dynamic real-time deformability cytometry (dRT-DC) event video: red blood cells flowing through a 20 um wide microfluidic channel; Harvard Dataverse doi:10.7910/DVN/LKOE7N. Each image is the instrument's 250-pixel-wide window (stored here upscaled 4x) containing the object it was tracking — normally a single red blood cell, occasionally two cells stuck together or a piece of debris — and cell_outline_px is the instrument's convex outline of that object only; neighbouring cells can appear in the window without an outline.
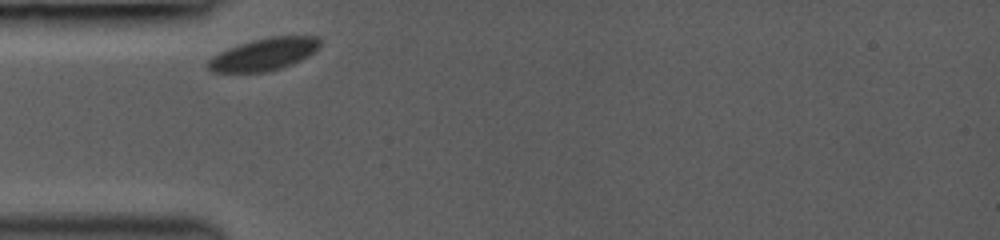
{"species": "common noctule bat (a hibernating species)", "species_latin": "Nyctalus noctula", "temperature_condition": "room temperature", "stored_images_in_passage": 3, "camera_frame_rate_fps": 3000, "um_per_image_px": 0.085, "animal": {"sex": "female", "body_mass_g": 19.0, "forearm_length_mm": 53.3}, "frame": {"image": 1, "passage_image": 1, "time_ms": 0.0, "image_size_px": [1000, 240], "cell_outline_px": [[320, 48], [316, 52], [292, 64], [268, 72], [212, 72], [208, 68], [208, 60], [212, 56], [220, 52], [240, 44], [252, 40], [272, 36], [316, 36], [320, 40]], "centroid_in_image_um": [22.47, 4.61], "position_along_channel_um": 62.5, "area_um2": 21.04}}
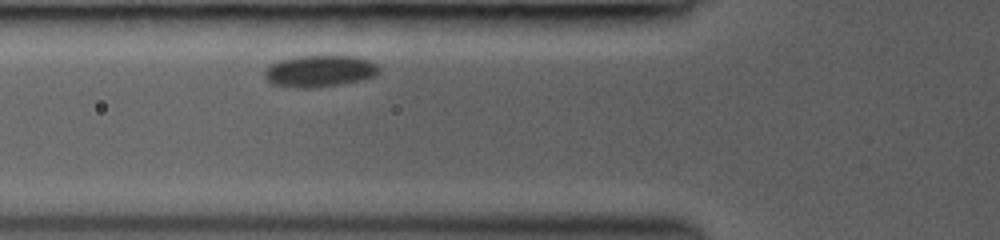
{"frame": {"image": 2, "passage_image": 3, "time_ms": 1.0, "image_size_px": [1000, 240], "cell_outline_px": [[380, 72], [376, 76], [364, 80], [340, 84], [308, 88], [292, 88], [272, 84], [264, 76], [264, 72], [272, 64], [280, 60], [296, 56], [352, 56], [368, 60], [376, 64], [380, 68]], "centroid_in_image_um": [27.19, 6.05], "position_along_channel_um": 98.6, "area_um2": 21.15}}